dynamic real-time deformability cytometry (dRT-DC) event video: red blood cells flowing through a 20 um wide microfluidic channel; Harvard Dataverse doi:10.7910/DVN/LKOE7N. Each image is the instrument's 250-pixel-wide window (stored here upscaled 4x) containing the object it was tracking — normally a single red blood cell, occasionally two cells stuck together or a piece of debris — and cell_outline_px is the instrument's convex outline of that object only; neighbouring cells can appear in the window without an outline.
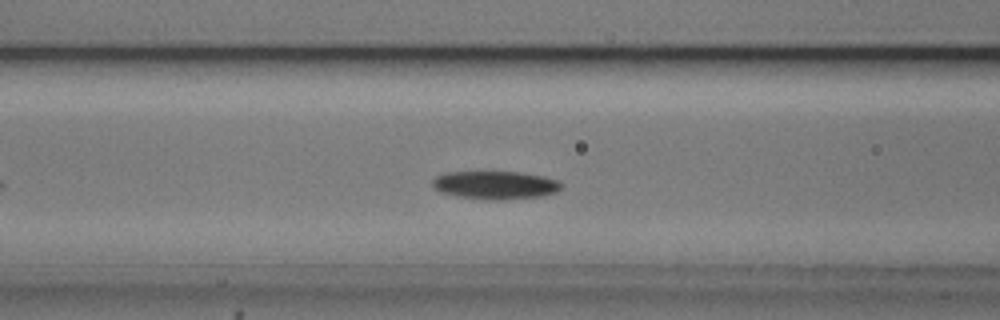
{"species": "common noctule bat (a hibernating species)", "species_latin": "Nyctalus noctula", "temperature_condition": "cold", "stored_images_in_passage": 39, "camera_frame_rate_fps": 3000, "um_per_image_px": 0.085, "animal": {"sex": "male", "body_mass_g": 20.5, "forearm_length_mm": 52.5}, "frame": {"image": 1, "passage_image": 12, "time_ms": 3.667, "image_size_px": [1000, 320], "cell_outline_px": [[564, 184], [556, 192], [544, 196], [508, 200], [484, 200], [456, 196], [440, 192], [432, 184], [432, 180], [436, 176], [444, 172], [520, 172], [544, 176], [560, 180]], "centroid_in_image_um": [42.14, 15.74], "position_along_channel_um": 124.5, "area_um2": 21.56}}
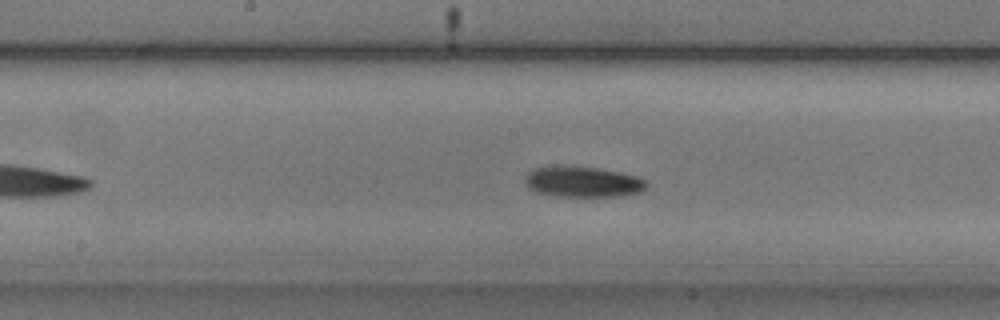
{"frame": {"image": 2, "passage_image": 18, "time_ms": 5.667, "image_size_px": [1000, 320], "cell_outline_px": [[648, 184], [640, 192], [620, 196], [556, 196], [536, 192], [528, 188], [524, 180], [524, 176], [532, 168], [572, 164], [620, 172], [636, 176], [644, 180]], "centroid_in_image_um": [49.47, 15.43], "position_along_channel_um": 198.7, "area_um2": 22.02}}
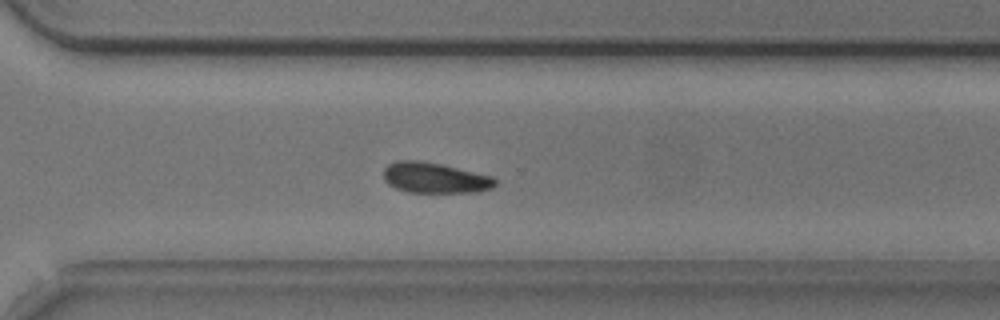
{"frame": {"image": 3, "passage_image": 29, "time_ms": 9.333, "image_size_px": [1000, 320], "cell_outline_px": [[496, 184], [492, 188], [476, 192], [408, 192], [396, 188], [388, 184], [384, 180], [384, 168], [388, 164], [396, 160], [420, 160], [440, 164], [492, 176], [496, 180]], "centroid_in_image_um": [36.93, 15.11], "position_along_channel_um": 333.7, "area_um2": 19.83}, "authors_computed_cell_mechanics": {"area_um2": 20.808, "velocity_mm_per_s": 3.7005, "shape_relaxation_time_tau1_ms": 5.4386, "shape_relaxation_time_tau2_ms": null, "deformation_change_tau1": 0.1324, "deformation_change_tau2": null}}